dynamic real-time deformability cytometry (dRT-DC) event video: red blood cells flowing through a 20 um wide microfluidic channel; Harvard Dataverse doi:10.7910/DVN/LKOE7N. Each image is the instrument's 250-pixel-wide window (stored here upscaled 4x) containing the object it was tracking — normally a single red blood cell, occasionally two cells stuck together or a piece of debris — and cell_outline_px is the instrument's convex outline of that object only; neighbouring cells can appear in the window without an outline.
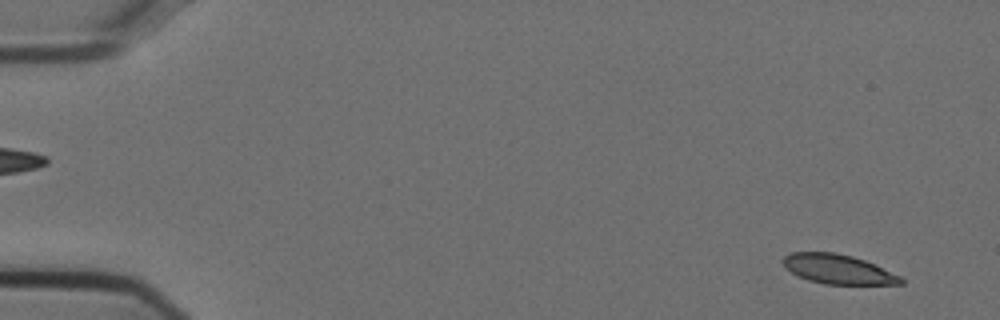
{"species": "Egyptian fruit bat (a non-hibernating species)", "species_latin": "Rousettus aegyptiacus", "temperature_condition": "cold", "stored_images_in_passage": 54, "camera_frame_rate_fps": 3000, "um_per_image_px": 0.085, "animal": {"sex": "female"}, "frame": {"image": 1, "passage_image": 3, "time_ms": 0.667, "image_size_px": [1000, 320], "cell_outline_px": [[904, 284], [824, 284], [808, 280], [784, 268], [784, 256], [792, 252], [836, 252], [852, 256], [864, 260], [900, 276], [904, 280]], "centroid_in_image_um": [71.22, 22.88], "position_along_channel_um": 13.8, "area_um2": 20.0}}
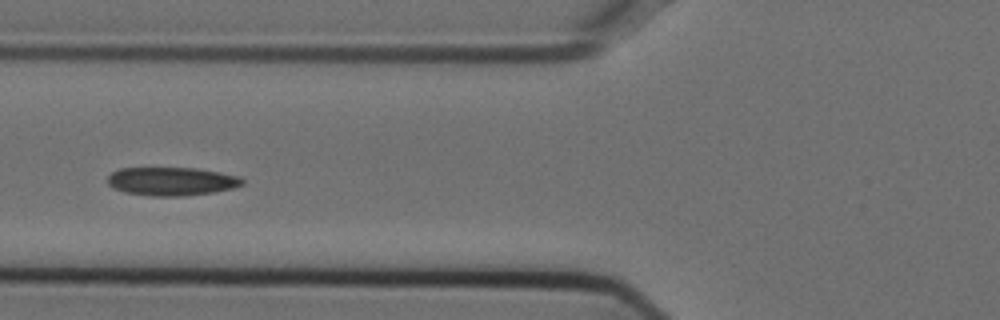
{"frame": {"image": 2, "passage_image": 21, "time_ms": 6.667, "image_size_px": [1000, 320], "cell_outline_px": [[244, 184], [232, 188], [212, 192], [184, 196], [152, 196], [124, 192], [108, 184], [108, 176], [112, 172], [120, 168], [196, 168], [220, 172], [240, 176], [244, 180]], "centroid_in_image_um": [14.61, 15.41], "position_along_channel_um": 111.2, "area_um2": 22.25}}
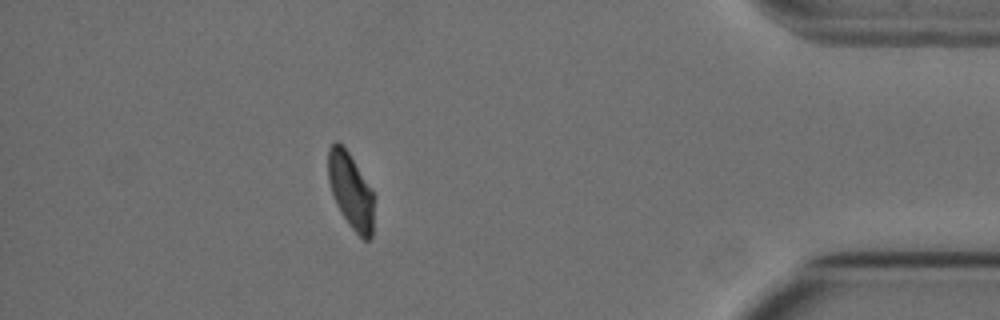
{"frame": {"image": 3, "passage_image": 48, "time_ms": 15.667, "image_size_px": [1000, 320], "cell_outline_px": [[376, 196], [372, 236], [368, 240], [364, 240], [348, 224], [340, 212], [336, 204], [328, 180], [328, 148], [336, 140], [348, 152]], "centroid_in_image_um": [29.84, 16.26], "position_along_channel_um": 405.4, "area_um2": 20.4}, "authors_computed_cell_mechanics": {"area_um2": 22.1085, "velocity_mm_per_s": 3.7374, "shape_relaxation_time_tau1_ms": 8.1692, "shape_relaxation_time_tau2_ms": 3.662, "deformation_change_tau1": 0.1642, "deformation_change_tau2": 0.0703}}